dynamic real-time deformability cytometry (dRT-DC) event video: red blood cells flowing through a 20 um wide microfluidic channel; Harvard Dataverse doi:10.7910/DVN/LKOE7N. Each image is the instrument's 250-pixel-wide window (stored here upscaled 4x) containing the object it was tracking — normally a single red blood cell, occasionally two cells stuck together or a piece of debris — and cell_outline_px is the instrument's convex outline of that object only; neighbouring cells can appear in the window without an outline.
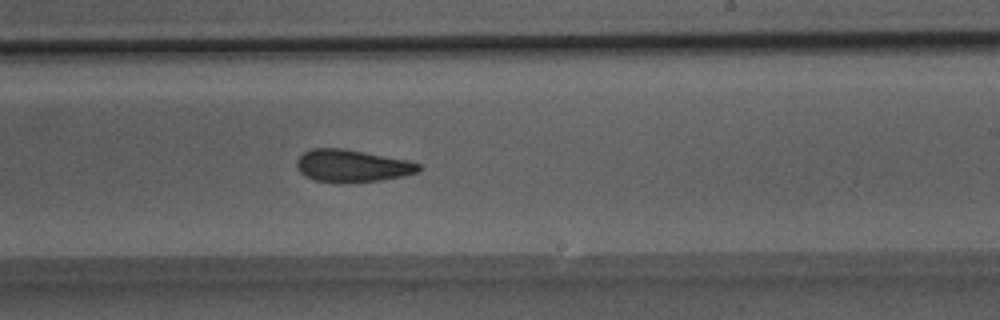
{"species": "Egyptian fruit bat (a non-hibernating species)", "species_latin": "Rousettus aegyptiacus", "temperature_condition": "room temperature", "stored_images_in_passage": 42, "camera_frame_rate_fps": 3000, "um_per_image_px": 0.085, "animal": {"sex": "male"}, "frame": {"image": 1, "passage_image": 21, "time_ms": 6.667, "image_size_px": [1000, 320], "cell_outline_px": [[420, 168], [416, 172], [404, 176], [380, 180], [340, 184], [316, 180], [304, 176], [296, 168], [296, 160], [304, 152], [312, 148], [344, 148], [408, 160], [420, 164]], "centroid_in_image_um": [29.89, 14.1], "position_along_channel_um": 259.1, "area_um2": 23.24}}
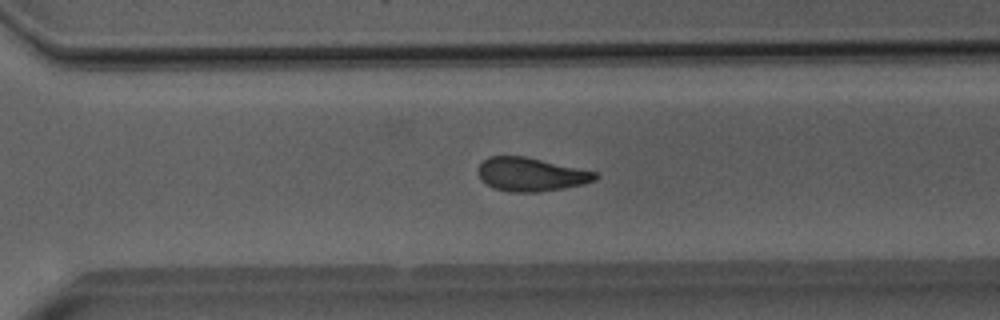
{"frame": {"image": 2, "passage_image": 26, "time_ms": 8.333, "image_size_px": [1000, 320], "cell_outline_px": [[600, 176], [596, 180], [584, 184], [536, 192], [512, 192], [492, 188], [480, 180], [480, 164], [488, 156], [524, 156], [596, 172]], "centroid_in_image_um": [45.13, 14.83], "position_along_channel_um": 325.5, "area_um2": 22.66}}
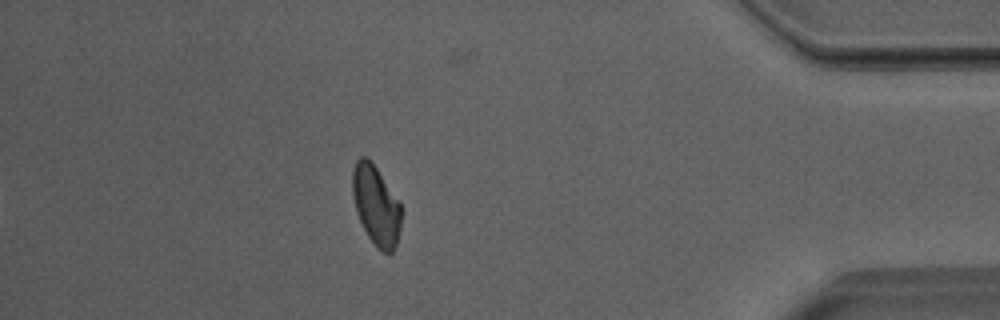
{"frame": {"image": 3, "passage_image": 35, "time_ms": 11.333, "image_size_px": [1000, 320], "cell_outline_px": [[400, 228], [396, 244], [392, 252], [388, 256], [376, 248], [368, 236], [356, 212], [352, 192], [352, 172], [356, 160], [360, 156], [364, 156], [376, 168], [400, 204]], "centroid_in_image_um": [31.94, 17.5], "position_along_channel_um": 403.3, "area_um2": 22.25}, "authors_computed_cell_mechanics": {"area_um2": 23.3223, "velocity_mm_per_s": 3.9923, "shape_relaxation_time_tau1_ms": 10.4829, "shape_relaxation_time_tau2_ms": 2.5621, "deformation_change_tau1": 0.2138, "deformation_change_tau2": 0.102}}